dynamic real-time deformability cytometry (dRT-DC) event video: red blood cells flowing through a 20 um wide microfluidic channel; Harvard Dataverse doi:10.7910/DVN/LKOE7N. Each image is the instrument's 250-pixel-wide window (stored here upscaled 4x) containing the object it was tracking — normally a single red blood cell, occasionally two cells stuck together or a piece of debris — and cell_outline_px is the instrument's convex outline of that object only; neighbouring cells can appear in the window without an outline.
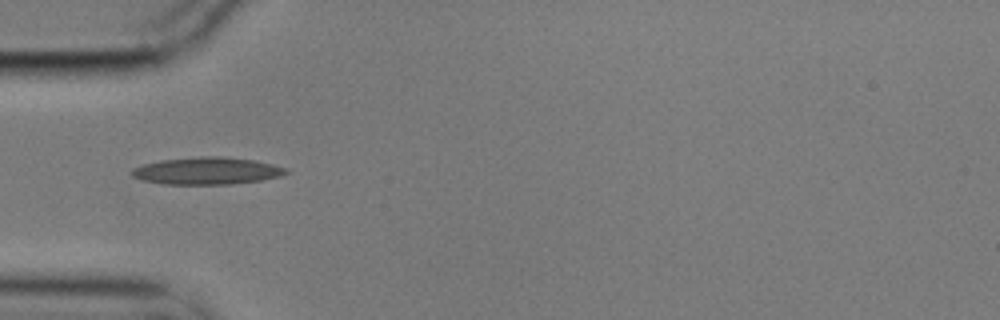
{"species": "common noctule bat (a hibernating species)", "species_latin": "Nyctalus noctula", "temperature_condition": "cold", "stored_images_in_passage": 5, "camera_frame_rate_fps": 3000, "um_per_image_px": 0.085, "animal": {"sex": "male", "body_mass_g": 17.9}, "frame": {"image": 1, "passage_image": 5, "time_ms": 1.333, "image_size_px": [1000, 320], "cell_outline_px": [[288, 172], [280, 176], [260, 180], [232, 184], [164, 184], [144, 180], [132, 176], [132, 168], [144, 164], [160, 160], [200, 156], [220, 156], [256, 160], [288, 168]], "centroid_in_image_um": [17.61, 14.51], "position_along_channel_um": 67.4, "area_um2": 24.39}}